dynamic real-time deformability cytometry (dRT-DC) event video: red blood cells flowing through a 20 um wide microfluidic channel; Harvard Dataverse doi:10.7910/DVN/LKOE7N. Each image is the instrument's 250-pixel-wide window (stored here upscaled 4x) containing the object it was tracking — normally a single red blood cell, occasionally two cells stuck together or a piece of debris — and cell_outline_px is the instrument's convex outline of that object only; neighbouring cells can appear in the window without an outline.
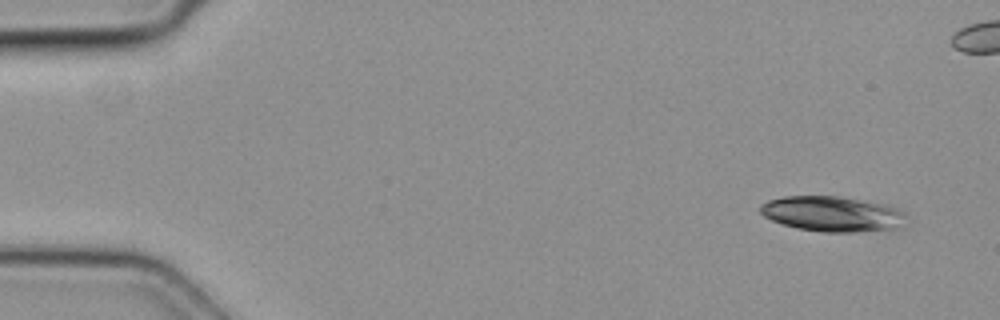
{"species": "common noctule bat (a hibernating species)", "species_latin": "Nyctalus noctula", "temperature_condition": "cold", "stored_images_in_passage": 5, "camera_frame_rate_fps": 3000, "um_per_image_px": 0.085, "animal": {"sex": "female", "body_mass_g": 19.3, "forearm_length_mm": 54.1}, "frame": {"image": 1, "passage_image": 5, "time_ms": 1.333, "image_size_px": [1000, 320], "cell_outline_px": [[908, 216], [904, 228], [856, 232], [820, 232], [796, 228], [772, 220], [764, 216], [760, 212], [760, 204], [768, 200], [784, 196], [840, 196], [884, 204], [896, 208], [904, 212]], "centroid_in_image_um": [70.8, 18.19], "position_along_channel_um": 14.2, "area_um2": 30.4}}